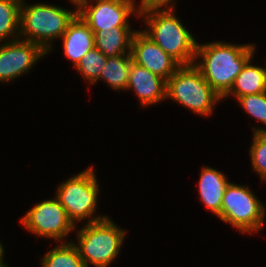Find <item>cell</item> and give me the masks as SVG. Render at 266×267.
Returning <instances> with one entry per match:
<instances>
[{"mask_svg": "<svg viewBox=\"0 0 266 267\" xmlns=\"http://www.w3.org/2000/svg\"><path fill=\"white\" fill-rule=\"evenodd\" d=\"M134 0H95V4L84 3L77 14L95 33L110 31L114 27H130L131 14L139 17V7Z\"/></svg>", "mask_w": 266, "mask_h": 267, "instance_id": "obj_9", "label": "cell"}, {"mask_svg": "<svg viewBox=\"0 0 266 267\" xmlns=\"http://www.w3.org/2000/svg\"><path fill=\"white\" fill-rule=\"evenodd\" d=\"M62 38L64 54L75 67L86 53L95 47L93 31L78 14L68 24Z\"/></svg>", "mask_w": 266, "mask_h": 267, "instance_id": "obj_13", "label": "cell"}, {"mask_svg": "<svg viewBox=\"0 0 266 267\" xmlns=\"http://www.w3.org/2000/svg\"><path fill=\"white\" fill-rule=\"evenodd\" d=\"M250 148L251 163L254 171L266 181V133H253Z\"/></svg>", "mask_w": 266, "mask_h": 267, "instance_id": "obj_22", "label": "cell"}, {"mask_svg": "<svg viewBox=\"0 0 266 267\" xmlns=\"http://www.w3.org/2000/svg\"><path fill=\"white\" fill-rule=\"evenodd\" d=\"M174 8L140 9L143 32L180 65H193L198 42L173 13Z\"/></svg>", "mask_w": 266, "mask_h": 267, "instance_id": "obj_2", "label": "cell"}, {"mask_svg": "<svg viewBox=\"0 0 266 267\" xmlns=\"http://www.w3.org/2000/svg\"><path fill=\"white\" fill-rule=\"evenodd\" d=\"M1 45V44H0ZM47 52L39 45L21 38L6 41L0 46V82L14 80L29 72Z\"/></svg>", "mask_w": 266, "mask_h": 267, "instance_id": "obj_10", "label": "cell"}, {"mask_svg": "<svg viewBox=\"0 0 266 267\" xmlns=\"http://www.w3.org/2000/svg\"><path fill=\"white\" fill-rule=\"evenodd\" d=\"M250 59L242 71L235 78L230 91L222 98L228 95H234L236 99L242 96L260 94L266 91V68L254 66Z\"/></svg>", "mask_w": 266, "mask_h": 267, "instance_id": "obj_16", "label": "cell"}, {"mask_svg": "<svg viewBox=\"0 0 266 267\" xmlns=\"http://www.w3.org/2000/svg\"><path fill=\"white\" fill-rule=\"evenodd\" d=\"M20 7L19 37L41 46L47 53L52 50L50 41L61 38L68 24L77 15V9H68L50 4L24 5Z\"/></svg>", "mask_w": 266, "mask_h": 267, "instance_id": "obj_3", "label": "cell"}, {"mask_svg": "<svg viewBox=\"0 0 266 267\" xmlns=\"http://www.w3.org/2000/svg\"><path fill=\"white\" fill-rule=\"evenodd\" d=\"M21 3L22 0H0V43L8 37L20 38Z\"/></svg>", "mask_w": 266, "mask_h": 267, "instance_id": "obj_19", "label": "cell"}, {"mask_svg": "<svg viewBox=\"0 0 266 267\" xmlns=\"http://www.w3.org/2000/svg\"><path fill=\"white\" fill-rule=\"evenodd\" d=\"M247 113L266 125V91L260 94L242 96L237 99ZM253 133H266V128H253Z\"/></svg>", "mask_w": 266, "mask_h": 267, "instance_id": "obj_21", "label": "cell"}, {"mask_svg": "<svg viewBox=\"0 0 266 267\" xmlns=\"http://www.w3.org/2000/svg\"><path fill=\"white\" fill-rule=\"evenodd\" d=\"M4 253V248H3V245L1 244V242H0V261H3V254Z\"/></svg>", "mask_w": 266, "mask_h": 267, "instance_id": "obj_25", "label": "cell"}, {"mask_svg": "<svg viewBox=\"0 0 266 267\" xmlns=\"http://www.w3.org/2000/svg\"><path fill=\"white\" fill-rule=\"evenodd\" d=\"M125 233L108 217L87 222L78 231V244L74 243L85 267H108L119 254Z\"/></svg>", "mask_w": 266, "mask_h": 267, "instance_id": "obj_4", "label": "cell"}, {"mask_svg": "<svg viewBox=\"0 0 266 267\" xmlns=\"http://www.w3.org/2000/svg\"><path fill=\"white\" fill-rule=\"evenodd\" d=\"M255 45H234L221 41L197 44L194 66L206 82L222 98L232 88L235 78L245 64L253 58ZM199 63V64H198Z\"/></svg>", "mask_w": 266, "mask_h": 267, "instance_id": "obj_1", "label": "cell"}, {"mask_svg": "<svg viewBox=\"0 0 266 267\" xmlns=\"http://www.w3.org/2000/svg\"><path fill=\"white\" fill-rule=\"evenodd\" d=\"M167 98L200 116L210 115L214 105L223 100L194 65H181L166 81Z\"/></svg>", "mask_w": 266, "mask_h": 267, "instance_id": "obj_5", "label": "cell"}, {"mask_svg": "<svg viewBox=\"0 0 266 267\" xmlns=\"http://www.w3.org/2000/svg\"><path fill=\"white\" fill-rule=\"evenodd\" d=\"M131 63V54L108 57L98 80L106 81L112 89L127 90Z\"/></svg>", "mask_w": 266, "mask_h": 267, "instance_id": "obj_17", "label": "cell"}, {"mask_svg": "<svg viewBox=\"0 0 266 267\" xmlns=\"http://www.w3.org/2000/svg\"><path fill=\"white\" fill-rule=\"evenodd\" d=\"M0 267H8V265H7V264H5V262H3V261H0Z\"/></svg>", "mask_w": 266, "mask_h": 267, "instance_id": "obj_26", "label": "cell"}, {"mask_svg": "<svg viewBox=\"0 0 266 267\" xmlns=\"http://www.w3.org/2000/svg\"><path fill=\"white\" fill-rule=\"evenodd\" d=\"M132 61L166 81L181 66L143 31H136L131 42Z\"/></svg>", "mask_w": 266, "mask_h": 267, "instance_id": "obj_11", "label": "cell"}, {"mask_svg": "<svg viewBox=\"0 0 266 267\" xmlns=\"http://www.w3.org/2000/svg\"><path fill=\"white\" fill-rule=\"evenodd\" d=\"M42 267H85L74 242L61 243L43 256Z\"/></svg>", "mask_w": 266, "mask_h": 267, "instance_id": "obj_18", "label": "cell"}, {"mask_svg": "<svg viewBox=\"0 0 266 267\" xmlns=\"http://www.w3.org/2000/svg\"><path fill=\"white\" fill-rule=\"evenodd\" d=\"M74 5H76L77 10L84 4L89 2V0H70Z\"/></svg>", "mask_w": 266, "mask_h": 267, "instance_id": "obj_24", "label": "cell"}, {"mask_svg": "<svg viewBox=\"0 0 266 267\" xmlns=\"http://www.w3.org/2000/svg\"><path fill=\"white\" fill-rule=\"evenodd\" d=\"M107 56L94 47L80 60L75 67L89 83H97L102 70L105 67Z\"/></svg>", "mask_w": 266, "mask_h": 267, "instance_id": "obj_20", "label": "cell"}, {"mask_svg": "<svg viewBox=\"0 0 266 267\" xmlns=\"http://www.w3.org/2000/svg\"><path fill=\"white\" fill-rule=\"evenodd\" d=\"M135 31L130 27H114L110 31L94 33L95 47L107 57L131 54V42ZM127 50V51H126Z\"/></svg>", "mask_w": 266, "mask_h": 267, "instance_id": "obj_15", "label": "cell"}, {"mask_svg": "<svg viewBox=\"0 0 266 267\" xmlns=\"http://www.w3.org/2000/svg\"><path fill=\"white\" fill-rule=\"evenodd\" d=\"M173 0H141L140 5L138 6L139 9H165L166 8H174V5L171 4ZM169 3L172 5V7L168 6Z\"/></svg>", "mask_w": 266, "mask_h": 267, "instance_id": "obj_23", "label": "cell"}, {"mask_svg": "<svg viewBox=\"0 0 266 267\" xmlns=\"http://www.w3.org/2000/svg\"><path fill=\"white\" fill-rule=\"evenodd\" d=\"M99 191V183L91 166L59 184L56 197L74 225L87 217L91 219L88 221L90 223L106 218V216H93Z\"/></svg>", "mask_w": 266, "mask_h": 267, "instance_id": "obj_6", "label": "cell"}, {"mask_svg": "<svg viewBox=\"0 0 266 267\" xmlns=\"http://www.w3.org/2000/svg\"><path fill=\"white\" fill-rule=\"evenodd\" d=\"M21 222L29 232L60 242L76 228L57 197L35 204Z\"/></svg>", "mask_w": 266, "mask_h": 267, "instance_id": "obj_8", "label": "cell"}, {"mask_svg": "<svg viewBox=\"0 0 266 267\" xmlns=\"http://www.w3.org/2000/svg\"><path fill=\"white\" fill-rule=\"evenodd\" d=\"M135 91L142 106L166 99V80L132 61L127 90Z\"/></svg>", "mask_w": 266, "mask_h": 267, "instance_id": "obj_12", "label": "cell"}, {"mask_svg": "<svg viewBox=\"0 0 266 267\" xmlns=\"http://www.w3.org/2000/svg\"><path fill=\"white\" fill-rule=\"evenodd\" d=\"M265 206L248 186L229 182L222 198L221 221L239 229L240 233H255L263 229Z\"/></svg>", "mask_w": 266, "mask_h": 267, "instance_id": "obj_7", "label": "cell"}, {"mask_svg": "<svg viewBox=\"0 0 266 267\" xmlns=\"http://www.w3.org/2000/svg\"><path fill=\"white\" fill-rule=\"evenodd\" d=\"M229 181L222 172L202 167L199 180V195L204 205L217 216L220 215L222 198Z\"/></svg>", "mask_w": 266, "mask_h": 267, "instance_id": "obj_14", "label": "cell"}]
</instances>
